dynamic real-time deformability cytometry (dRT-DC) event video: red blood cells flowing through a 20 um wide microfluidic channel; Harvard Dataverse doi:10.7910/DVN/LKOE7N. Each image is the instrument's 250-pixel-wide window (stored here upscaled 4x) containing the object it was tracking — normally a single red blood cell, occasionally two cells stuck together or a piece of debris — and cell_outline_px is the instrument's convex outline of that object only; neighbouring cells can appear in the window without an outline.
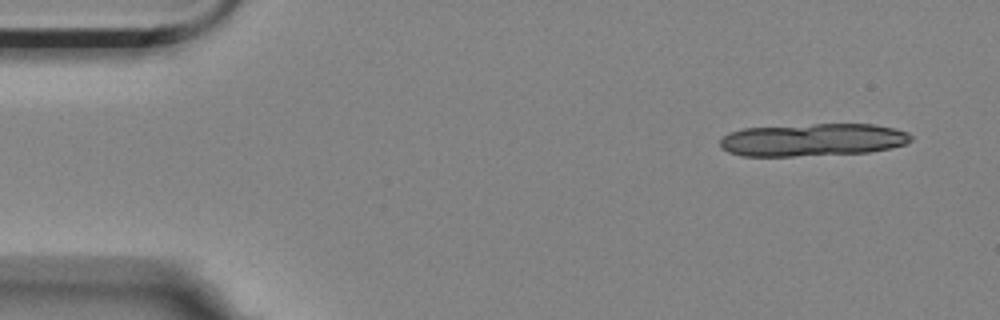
{"species": "Egyptian fruit bat (a non-hibernating species)", "species_latin": "Rousettus aegyptiacus", "temperature_condition": "room temperature", "stored_images_in_passage": 4, "camera_frame_rate_fps": 3000, "um_per_image_px": 0.085, "animal": {"sex": "female"}, "frame": {"image": 1, "passage_image": 1, "time_ms": 0.0, "image_size_px": [1000, 320], "cell_outline_px": [[912, 140], [904, 144], [888, 148], [868, 152], [792, 156], [740, 156], [728, 152], [720, 148], [720, 140], [724, 136], [732, 132], [744, 128], [812, 124], [872, 124], [892, 128], [908, 132], [912, 136]], "centroid_in_image_um": [69.05, 11.88], "position_along_channel_um": 16.0, "area_um2": 36.18}}
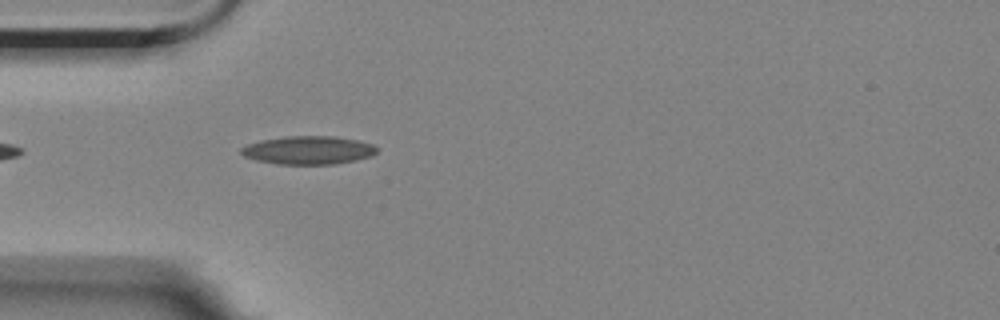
{"frame": {"image": 2, "passage_image": 4, "time_ms": 4.333, "image_size_px": [1000, 320], "cell_outline_px": [[376, 152], [372, 156], [356, 160], [336, 164], [276, 164], [256, 160], [244, 156], [240, 152], [240, 148], [248, 144], [260, 140], [284, 136], [336, 136], [356, 140], [372, 144], [376, 148]], "centroid_in_image_um": [26.18, 12.76], "position_along_channel_um": 58.8, "area_um2": 22.43}}